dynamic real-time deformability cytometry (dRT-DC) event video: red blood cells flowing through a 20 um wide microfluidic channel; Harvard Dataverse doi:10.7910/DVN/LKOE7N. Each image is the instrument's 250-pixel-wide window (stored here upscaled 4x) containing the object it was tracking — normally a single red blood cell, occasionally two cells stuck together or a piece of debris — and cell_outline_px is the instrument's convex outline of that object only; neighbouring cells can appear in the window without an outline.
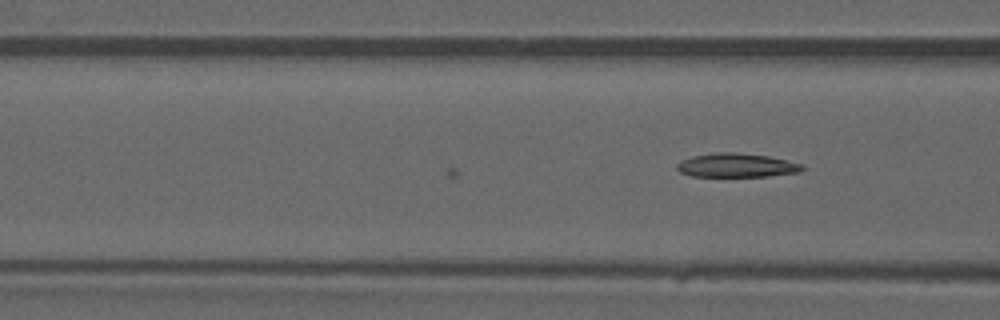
{"species": "common noctule bat (a hibernating species)", "species_latin": "Nyctalus noctula", "temperature_condition": "warm", "stored_images_in_passage": 4, "camera_frame_rate_fps": 3000, "um_per_image_px": 0.085, "animal": {"sex": "male", "forearm_length_mm": 52.5}, "frame": {"image": 1, "passage_image": 4, "time_ms": 1.0, "image_size_px": [1000, 320], "cell_outline_px": [[804, 168], [800, 172], [768, 176], [692, 176], [680, 172], [676, 168], [676, 164], [680, 160], [692, 156], [716, 152], [736, 152], [768, 156], [804, 164]], "centroid_in_image_um": [62.6, 14.04], "position_along_channel_um": 104.0, "area_um2": 17.51}}